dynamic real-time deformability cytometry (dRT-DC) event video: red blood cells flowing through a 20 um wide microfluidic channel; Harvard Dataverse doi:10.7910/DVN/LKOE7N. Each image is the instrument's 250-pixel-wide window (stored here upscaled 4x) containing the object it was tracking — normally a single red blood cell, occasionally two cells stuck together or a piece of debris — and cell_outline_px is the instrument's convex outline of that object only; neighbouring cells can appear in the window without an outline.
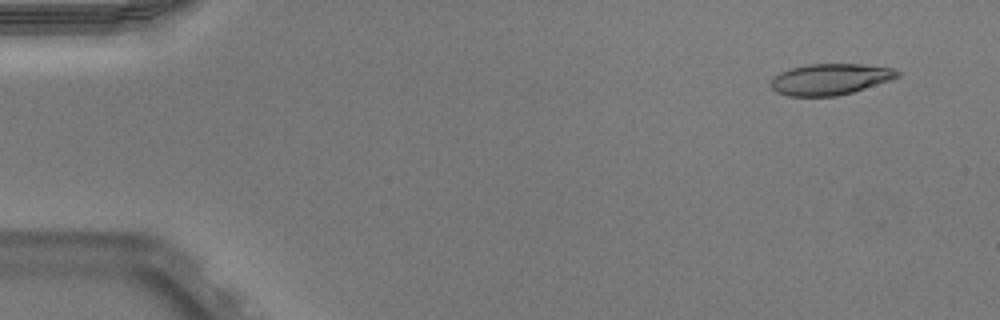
{"species": "Egyptian fruit bat (a non-hibernating species)", "species_latin": "Rousettus aegyptiacus", "temperature_condition": "warm", "stored_images_in_passage": 49, "camera_frame_rate_fps": 3000, "um_per_image_px": 0.085, "animal": {"sex": "male"}, "frame": {"image": 1, "passage_image": 2, "time_ms": 0.333, "image_size_px": [1000, 320], "cell_outline_px": [[900, 76], [852, 92], [836, 96], [788, 96], [776, 92], [772, 88], [772, 80], [780, 72], [792, 68], [808, 64], [860, 64], [892, 68], [900, 72]], "centroid_in_image_um": [70.55, 6.73], "position_along_channel_um": 14.4, "area_um2": 22.6}}
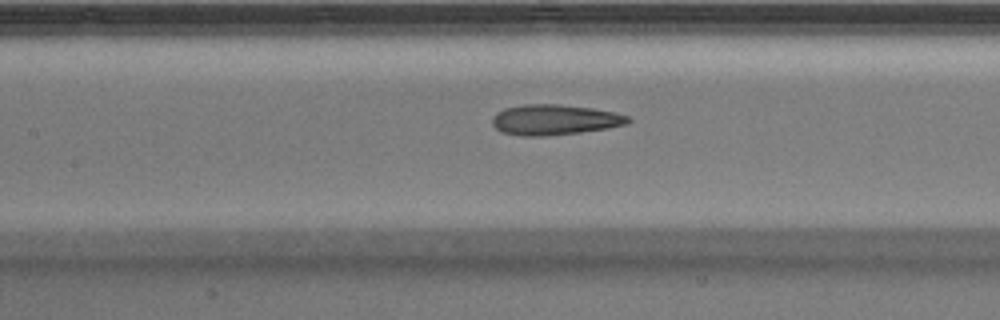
{"frame": {"image": 2, "passage_image": 22, "time_ms": 7.0, "image_size_px": [1000, 320], "cell_outline_px": [[632, 120], [628, 124], [608, 128], [580, 132], [544, 136], [524, 136], [500, 132], [492, 124], [492, 116], [496, 112], [504, 108], [524, 104], [560, 104], [592, 108], [616, 112], [628, 116]], "centroid_in_image_um": [47.13, 10.17], "position_along_channel_um": 160.3, "area_um2": 24.28}}
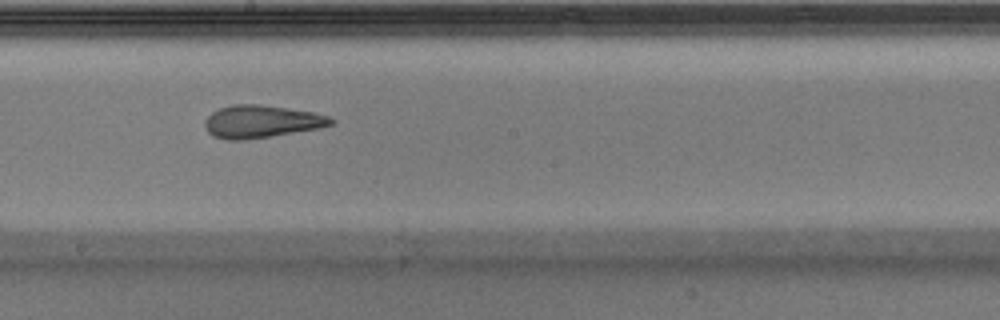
{"frame": {"image": 3, "passage_image": 27, "time_ms": 8.667, "image_size_px": [1000, 320], "cell_outline_px": [[336, 124], [320, 128], [272, 136], [244, 140], [228, 140], [212, 136], [204, 128], [204, 120], [212, 112], [220, 108], [232, 104], [260, 104], [288, 108], [312, 112], [328, 116], [336, 120]], "centroid_in_image_um": [22.22, 10.33], "position_along_channel_um": 226.0, "area_um2": 24.22}, "authors_computed_cell_mechanics": {"area_um2": 24.2182, "velocity_mm_per_s": 3.9475, "shape_relaxation_time_tau1_ms": null, "shape_relaxation_time_tau2_ms": 1.9102, "deformation_change_tau1": null, "deformation_change_tau2": 0.1037}}